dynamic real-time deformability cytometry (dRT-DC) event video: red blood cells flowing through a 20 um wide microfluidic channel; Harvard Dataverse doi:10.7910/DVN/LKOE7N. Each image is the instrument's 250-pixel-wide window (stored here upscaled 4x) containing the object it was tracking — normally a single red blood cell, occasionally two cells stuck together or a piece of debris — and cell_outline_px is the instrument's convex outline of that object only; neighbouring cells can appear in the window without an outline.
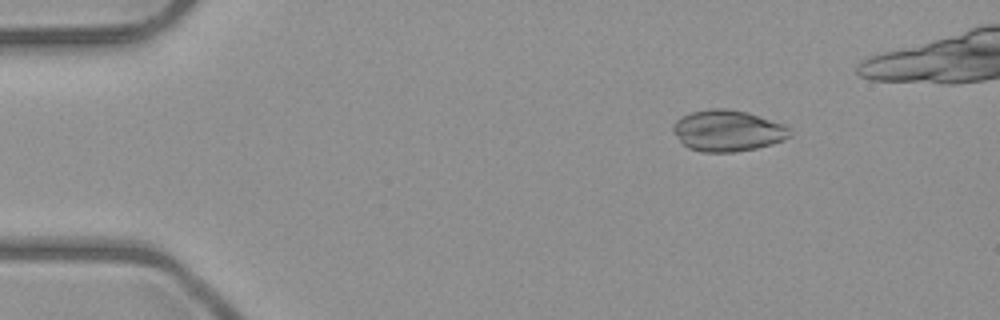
{"species": "common noctule bat (a hibernating species)", "species_latin": "Nyctalus noctula", "temperature_condition": "room temperature", "stored_images_in_passage": 4, "camera_frame_rate_fps": 3000, "um_per_image_px": 0.085, "animal": {"sex": "male", "body_mass_g": 23.1, "forearm_length_mm": 52.7}, "frame": {"image": 1, "passage_image": 1, "time_ms": 0.0, "image_size_px": [1000, 320], "cell_outline_px": [[792, 136], [784, 140], [772, 144], [756, 148], [736, 152], [704, 152], [688, 148], [672, 132], [672, 124], [676, 120], [692, 112], [712, 108], [724, 108], [748, 112], [784, 124], [788, 128]], "centroid_in_image_um": [61.86, 11.11], "position_along_channel_um": 23.1, "area_um2": 28.09}}